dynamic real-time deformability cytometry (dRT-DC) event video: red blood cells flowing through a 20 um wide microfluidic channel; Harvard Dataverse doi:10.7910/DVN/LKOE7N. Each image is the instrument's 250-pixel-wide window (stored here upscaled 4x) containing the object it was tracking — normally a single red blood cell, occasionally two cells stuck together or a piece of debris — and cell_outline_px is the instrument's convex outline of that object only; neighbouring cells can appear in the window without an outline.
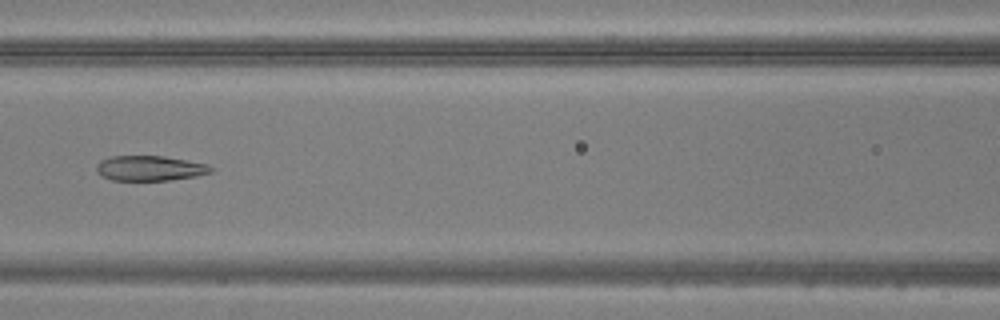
{"species": "common noctule bat (a hibernating species)", "species_latin": "Nyctalus noctula", "temperature_condition": "warm", "stored_images_in_passage": 48, "camera_frame_rate_fps": 3000, "um_per_image_px": 0.085, "animal": {"sex": "male", "body_mass_g": 20.5, "forearm_length_mm": 52.5}, "frame": {"image": 1, "passage_image": 22, "time_ms": 7.0, "image_size_px": [1000, 320], "cell_outline_px": [[216, 168], [212, 172], [196, 176], [168, 180], [112, 180], [100, 176], [96, 172], [96, 164], [100, 160], [112, 156], [164, 156], [208, 164]], "centroid_in_image_um": [12.73, 14.3], "position_along_channel_um": 153.9, "area_um2": 16.88}}
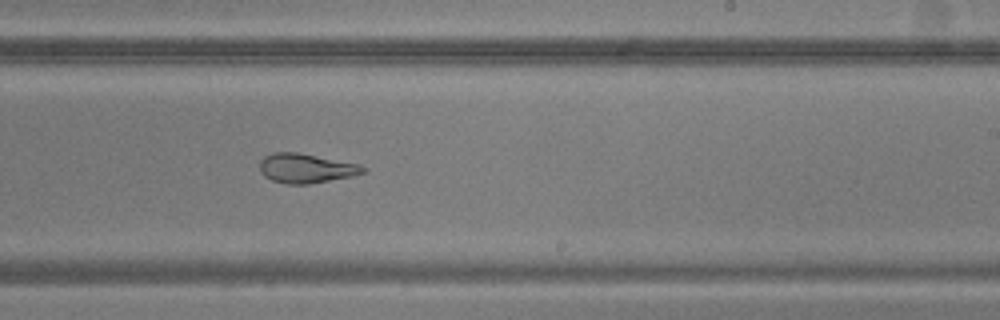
{"frame": {"image": 2, "passage_image": 30, "time_ms": 9.667, "image_size_px": [1000, 320], "cell_outline_px": [[368, 172], [352, 176], [308, 184], [288, 184], [272, 180], [264, 176], [260, 172], [260, 160], [264, 156], [272, 152], [296, 152], [356, 164], [368, 168]], "centroid_in_image_um": [25.99, 14.31], "position_along_channel_um": 263.0, "area_um2": 17.57}}
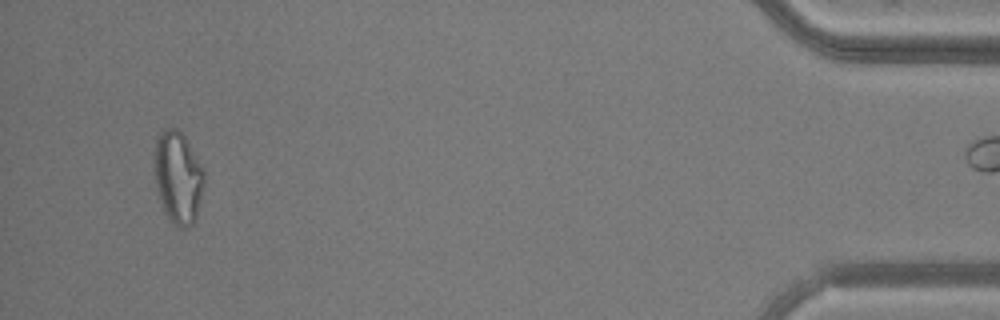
{"frame": {"image": 3, "passage_image": 47, "time_ms": 15.333, "image_size_px": [1000, 320], "cell_outline_px": [[204, 184], [196, 220], [188, 228], [176, 228], [168, 220], [160, 200], [156, 188], [152, 152], [156, 136], [164, 128], [176, 128], [184, 136], [204, 168]], "centroid_in_image_um": [15.1, 15.08], "position_along_channel_um": 420.1, "area_um2": 27.51}}